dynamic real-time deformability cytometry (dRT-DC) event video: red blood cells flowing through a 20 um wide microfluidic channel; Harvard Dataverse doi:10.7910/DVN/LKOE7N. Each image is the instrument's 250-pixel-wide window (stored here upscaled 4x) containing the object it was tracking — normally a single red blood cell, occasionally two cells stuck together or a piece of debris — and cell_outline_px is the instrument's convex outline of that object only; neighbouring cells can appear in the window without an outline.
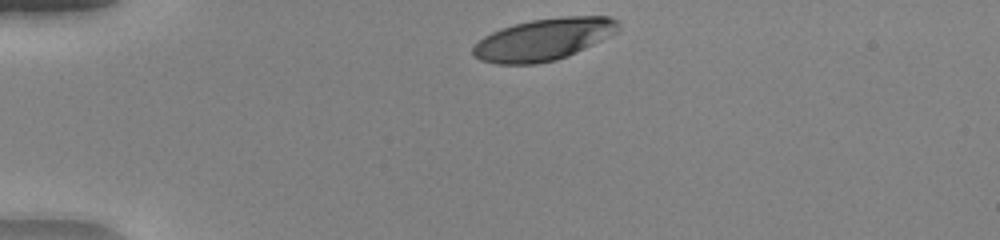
{"species": "human", "species_latin": "Homo sapiens", "temperature_condition": "warm", "stored_images_in_passage": 32, "camera_frame_rate_fps": 3000, "um_per_image_px": 0.085, "donor": {"sex": "female"}, "frame": {"image": 1, "passage_image": 1, "time_ms": 0.0, "image_size_px": [1000, 240], "cell_outline_px": [[620, 32], [568, 56], [556, 60], [536, 64], [496, 64], [480, 60], [472, 56], [472, 48], [484, 36], [500, 28], [532, 20], [560, 16], [608, 16], [620, 20]], "centroid_in_image_um": [46.26, 3.35], "position_along_channel_um": 38.7, "area_um2": 35.89}}
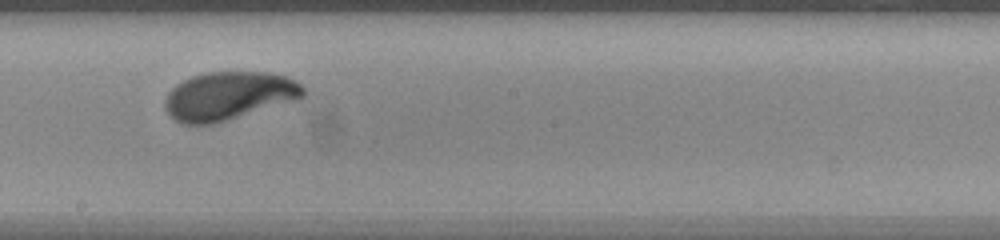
{"frame": {"image": 2, "passage_image": 19, "time_ms": 6.0, "image_size_px": [1000, 240], "cell_outline_px": [[304, 96], [292, 100], [216, 124], [180, 124], [164, 108], [164, 100], [168, 92], [176, 84], [192, 76], [204, 72], [272, 72], [288, 76], [300, 84], [304, 88]], "centroid_in_image_um": [19.4, 8.14], "position_along_channel_um": 228.8, "area_um2": 38.78}}
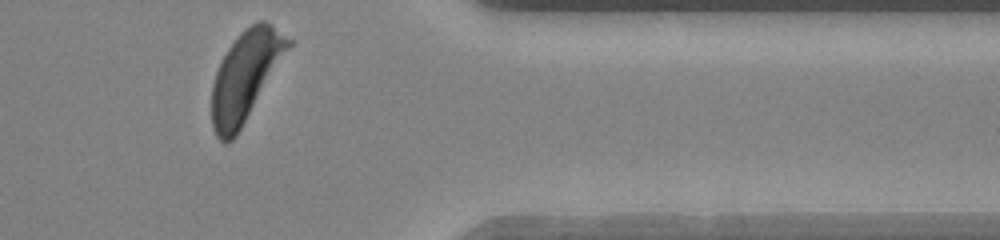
{"frame": {"image": 3, "passage_image": 32, "time_ms": 10.333, "image_size_px": [1000, 240], "cell_outline_px": [[292, 44], [236, 136], [232, 140], [224, 144], [216, 136], [212, 128], [212, 84], [220, 60], [228, 48], [240, 32], [252, 24], [260, 20], [264, 20], [292, 40]], "centroid_in_image_um": [20.84, 6.48], "position_along_channel_um": 390.6, "area_um2": 39.42}, "authors_computed_cell_mechanics": {"area_um2": 38.4659, "velocity_mm_per_s": 4.023, "shape_relaxation_time_tau1_ms": 2.3682, "shape_relaxation_time_tau2_ms": null, "deformation_change_tau1": 0.1825, "deformation_change_tau2": null}}